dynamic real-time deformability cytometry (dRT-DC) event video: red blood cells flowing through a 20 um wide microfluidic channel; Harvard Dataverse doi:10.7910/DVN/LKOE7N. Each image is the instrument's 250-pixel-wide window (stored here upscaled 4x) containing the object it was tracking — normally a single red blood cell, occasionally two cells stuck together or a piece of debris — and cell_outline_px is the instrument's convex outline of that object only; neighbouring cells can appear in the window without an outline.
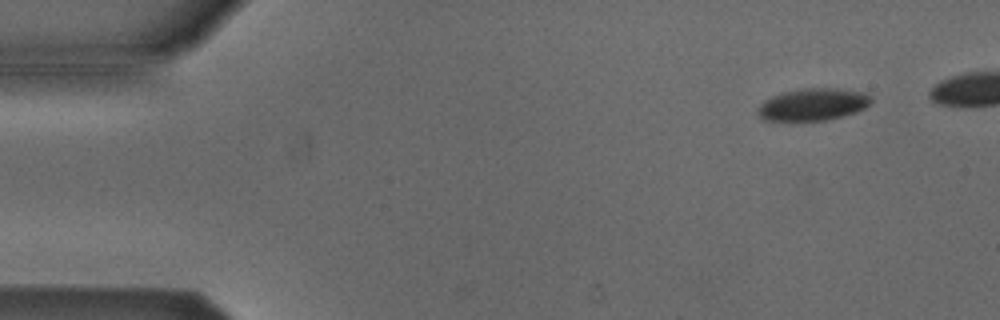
{"species": "Egyptian fruit bat (a non-hibernating species)", "species_latin": "Rousettus aegyptiacus", "temperature_condition": "cold", "stored_images_in_passage": 6, "camera_frame_rate_fps": 3000, "um_per_image_px": 0.085, "animal": {"sex": "male"}, "frame": {"image": 1, "passage_image": 2, "time_ms": 1.333, "image_size_px": [1000, 320], "cell_outline_px": [[872, 100], [864, 108], [856, 112], [824, 120], [764, 120], [756, 112], [760, 104], [764, 100], [772, 96], [784, 92], [804, 88], [836, 88], [864, 92], [872, 96]], "centroid_in_image_um": [69.1, 8.86], "position_along_channel_um": 15.9, "area_um2": 21.04}}